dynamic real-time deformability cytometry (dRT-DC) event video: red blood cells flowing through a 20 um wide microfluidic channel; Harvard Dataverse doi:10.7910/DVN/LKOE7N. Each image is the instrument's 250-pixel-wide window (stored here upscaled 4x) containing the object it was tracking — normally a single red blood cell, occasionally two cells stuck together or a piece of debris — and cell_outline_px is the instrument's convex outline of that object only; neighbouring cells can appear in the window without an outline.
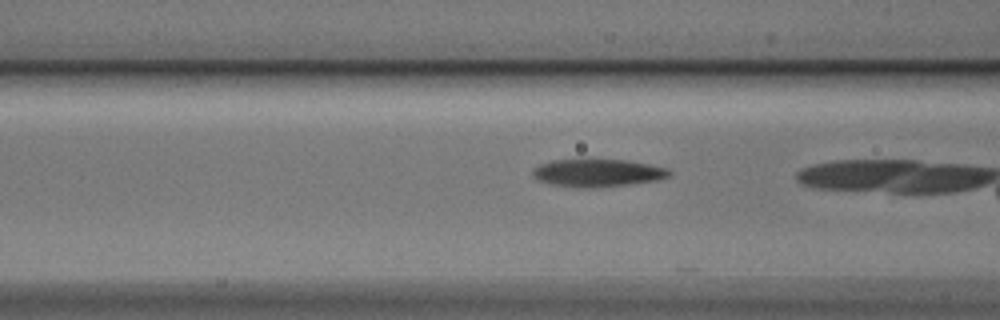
{"species": "Egyptian fruit bat (a non-hibernating species)", "species_latin": "Rousettus aegyptiacus", "temperature_condition": "cold", "stored_images_in_passage": 8, "camera_frame_rate_fps": 3000, "um_per_image_px": 0.085, "animal": {"sex": "male"}, "frame": {"image": 1, "passage_image": 7, "time_ms": 2.0, "image_size_px": [1000, 320], "cell_outline_px": [[672, 172], [668, 176], [660, 180], [628, 184], [592, 188], [584, 188], [552, 184], [536, 180], [532, 176], [532, 172], [540, 164], [556, 160], [628, 160], [668, 168]], "centroid_in_image_um": [50.82, 14.7], "position_along_channel_um": 115.8, "area_um2": 21.85}}